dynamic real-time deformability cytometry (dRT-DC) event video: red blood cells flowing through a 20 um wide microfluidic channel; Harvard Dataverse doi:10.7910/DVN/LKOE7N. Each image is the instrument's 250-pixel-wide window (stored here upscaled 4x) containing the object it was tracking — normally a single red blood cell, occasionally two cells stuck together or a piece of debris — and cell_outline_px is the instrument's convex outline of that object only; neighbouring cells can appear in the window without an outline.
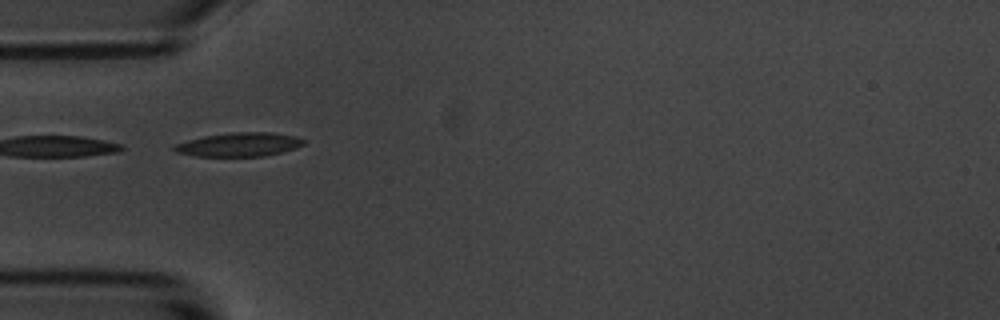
{"species": "common noctule bat (a hibernating species)", "species_latin": "Nyctalus noctula", "temperature_condition": "room temperature", "stored_images_in_passage": 5, "camera_frame_rate_fps": 3000, "um_per_image_px": 0.085, "animal": {"sex": "male", "body_mass_g": 20.1, "forearm_length_mm": 53.5}, "frame": {"image": 1, "passage_image": 5, "time_ms": 4.667, "image_size_px": [1000, 320], "cell_outline_px": [[304, 144], [296, 148], [264, 156], [196, 156], [176, 152], [172, 148], [172, 144], [204, 136], [232, 132], [268, 132], [292, 136], [304, 140]], "centroid_in_image_um": [20.26, 12.29], "position_along_channel_um": 64.7, "area_um2": 17.8}}